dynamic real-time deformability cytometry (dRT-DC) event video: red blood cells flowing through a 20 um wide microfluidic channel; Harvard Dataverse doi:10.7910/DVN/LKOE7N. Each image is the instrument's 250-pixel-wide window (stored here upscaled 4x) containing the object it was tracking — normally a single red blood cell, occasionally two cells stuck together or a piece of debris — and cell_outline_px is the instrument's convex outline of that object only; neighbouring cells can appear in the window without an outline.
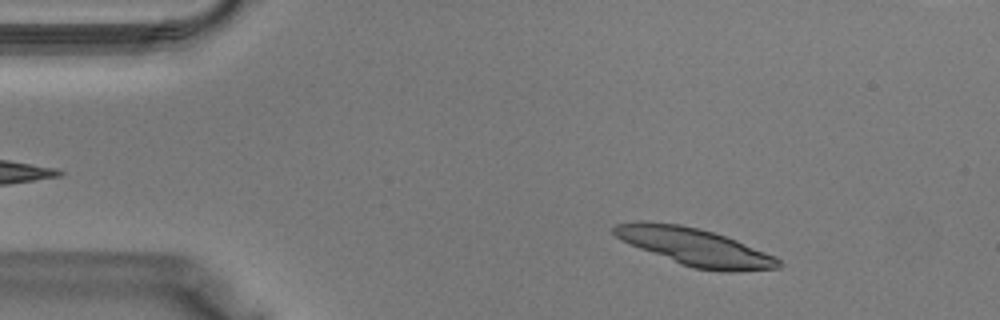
{"species": "Egyptian fruit bat (a non-hibernating species)", "species_latin": "Rousettus aegyptiacus", "temperature_condition": "warm", "stored_images_in_passage": 13, "camera_frame_rate_fps": 3000, "um_per_image_px": 0.085, "animal": {"sex": "male"}, "frame": {"image": 1, "passage_image": 4, "time_ms": 1.0, "image_size_px": [1000, 320], "cell_outline_px": [[784, 264], [780, 268], [728, 272], [724, 272], [692, 268], [680, 264], [640, 248], [616, 236], [612, 232], [612, 228], [616, 224], [680, 224], [712, 232], [736, 240], [776, 256]], "centroid_in_image_um": [59.21, 21.05], "position_along_channel_um": 25.8, "area_um2": 34.74}}